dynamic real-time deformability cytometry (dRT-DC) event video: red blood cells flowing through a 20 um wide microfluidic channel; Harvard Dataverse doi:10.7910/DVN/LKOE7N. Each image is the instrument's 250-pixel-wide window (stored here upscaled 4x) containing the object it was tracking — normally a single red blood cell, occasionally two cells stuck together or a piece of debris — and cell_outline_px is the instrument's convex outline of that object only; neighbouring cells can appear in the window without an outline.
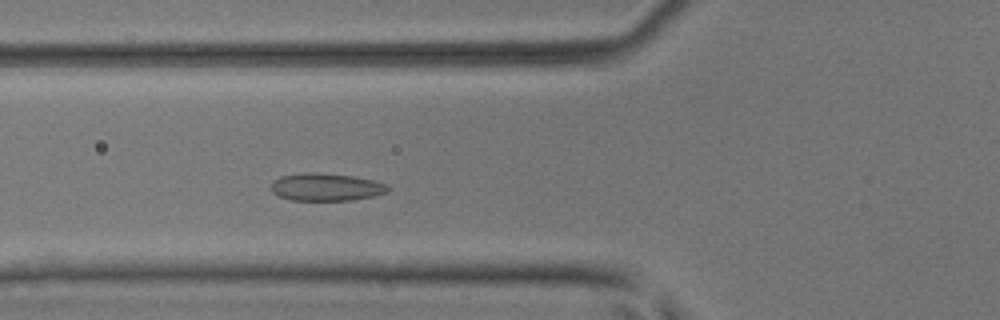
{"species": "common noctule bat (a hibernating species)", "species_latin": "Nyctalus noctula", "temperature_condition": "room temperature", "stored_images_in_passage": 46, "camera_frame_rate_fps": 3000, "um_per_image_px": 0.085, "animal": {"sex": "male", "body_mass_g": 17.9, "forearm_length_mm": 54.2}, "frame": {"image": 1, "passage_image": 14, "time_ms": 4.333, "image_size_px": [1000, 320], "cell_outline_px": [[388, 192], [372, 196], [352, 200], [292, 200], [280, 196], [272, 192], [272, 180], [280, 176], [312, 172], [352, 176], [376, 180], [388, 184]], "centroid_in_image_um": [27.74, 15.9], "position_along_channel_um": 98.1, "area_um2": 18.67}}
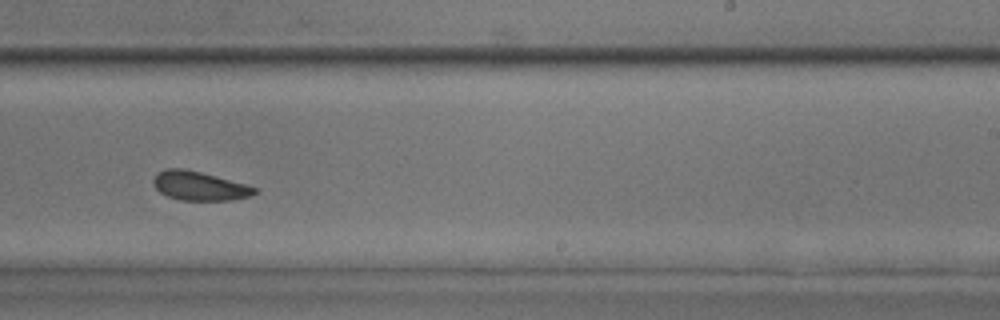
{"frame": {"image": 2, "passage_image": 27, "time_ms": 8.667, "image_size_px": [1000, 320], "cell_outline_px": [[256, 192], [252, 196], [232, 200], [180, 200], [168, 196], [160, 192], [152, 184], [152, 180], [164, 168], [184, 168], [248, 184], [256, 188]], "centroid_in_image_um": [16.96, 15.8], "position_along_channel_um": 272.0, "area_um2": 17.11}}
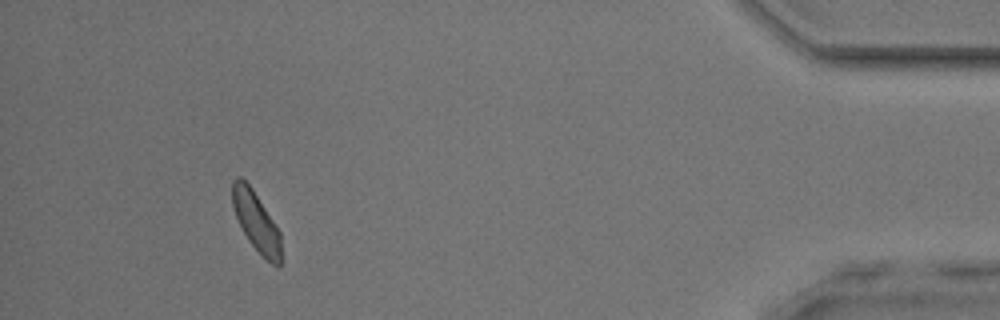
{"frame": {"image": 3, "passage_image": 42, "time_ms": 13.667, "image_size_px": [1000, 320], "cell_outline_px": [[280, 264], [276, 268], [248, 240], [236, 216], [232, 204], [232, 180], [236, 176], [240, 176], [252, 188], [280, 232]], "centroid_in_image_um": [21.75, 18.79], "position_along_channel_um": 413.4, "area_um2": 16.42}, "authors_computed_cell_mechanics": {"area_um2": 17.5134, "velocity_mm_per_s": 4.0301, "shape_relaxation_time_tau1_ms": null, "shape_relaxation_time_tau2_ms": 2.2258, "deformation_change_tau1": null, "deformation_change_tau2": 0.0624}}